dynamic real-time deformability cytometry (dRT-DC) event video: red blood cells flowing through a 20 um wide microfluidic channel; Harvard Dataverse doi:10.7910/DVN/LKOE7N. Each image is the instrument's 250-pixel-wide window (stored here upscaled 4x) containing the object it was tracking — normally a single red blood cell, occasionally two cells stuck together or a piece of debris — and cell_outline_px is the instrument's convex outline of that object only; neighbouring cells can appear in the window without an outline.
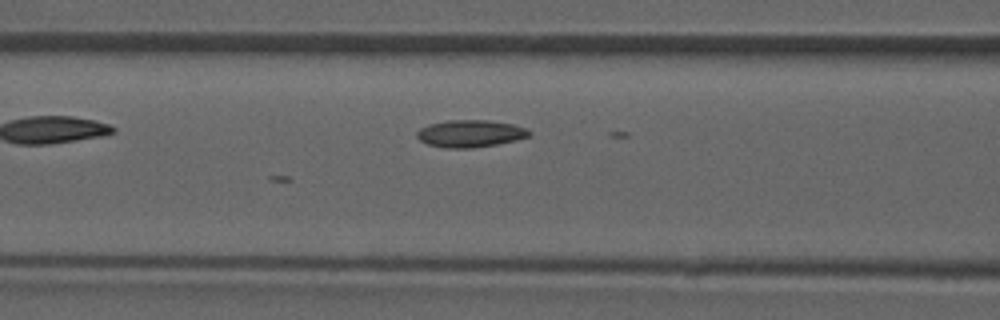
{"species": "common noctule bat (a hibernating species)", "species_latin": "Nyctalus noctula", "temperature_condition": "room temperature", "stored_images_in_passage": 9, "camera_frame_rate_fps": 3000, "um_per_image_px": 0.085, "animal": {"sex": "male", "forearm_length_mm": 52.5}, "frame": {"image": 1, "passage_image": 7, "time_ms": 7.0, "image_size_px": [1000, 320], "cell_outline_px": [[532, 136], [516, 140], [496, 144], [472, 148], [448, 148], [428, 144], [420, 140], [416, 136], [416, 132], [420, 128], [428, 124], [448, 120], [488, 120], [512, 124], [528, 128], [532, 132]], "centroid_in_image_um": [40.0, 11.34], "position_along_channel_um": 126.6, "area_um2": 17.92}}